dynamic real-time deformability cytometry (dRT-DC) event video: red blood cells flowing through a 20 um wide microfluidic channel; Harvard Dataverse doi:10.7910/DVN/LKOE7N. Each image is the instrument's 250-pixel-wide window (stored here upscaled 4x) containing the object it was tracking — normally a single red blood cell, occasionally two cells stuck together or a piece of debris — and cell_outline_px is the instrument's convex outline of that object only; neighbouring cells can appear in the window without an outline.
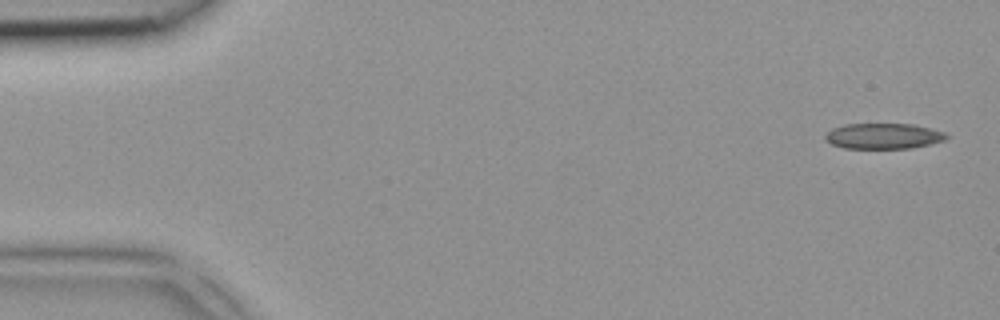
{"species": "common noctule bat (a hibernating species)", "species_latin": "Nyctalus noctula", "temperature_condition": "room temperature", "stored_images_in_passage": 5, "camera_frame_rate_fps": 3000, "um_per_image_px": 0.085, "animal": {"sex": "female", "body_mass_g": 18.4}, "frame": {"image": 1, "passage_image": 1, "time_ms": 0.0, "image_size_px": [1000, 320], "cell_outline_px": [[948, 136], [944, 140], [912, 148], [844, 148], [832, 144], [824, 140], [824, 136], [832, 128], [844, 124], [912, 124], [944, 132]], "centroid_in_image_um": [75.04, 11.56], "position_along_channel_um": 10.0, "area_um2": 17.92}}
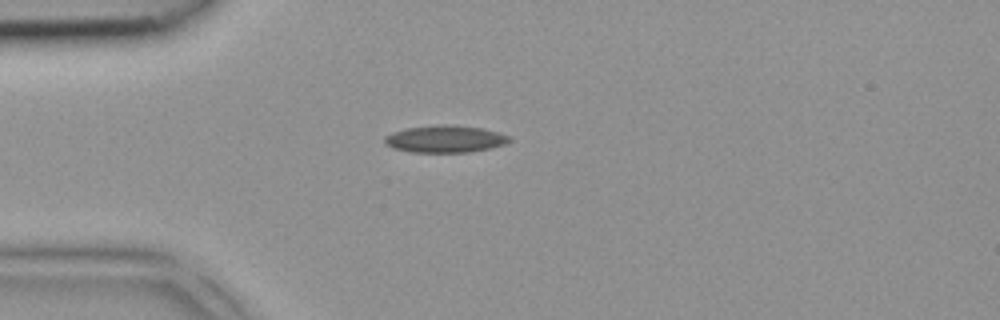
{"frame": {"image": 2, "passage_image": 4, "time_ms": 1.0, "image_size_px": [1000, 320], "cell_outline_px": [[512, 140], [504, 144], [488, 148], [468, 152], [412, 152], [392, 148], [384, 144], [384, 136], [392, 132], [404, 128], [448, 124], [484, 128], [512, 136]], "centroid_in_image_um": [37.82, 11.8], "position_along_channel_um": 47.2, "area_um2": 19.83}}